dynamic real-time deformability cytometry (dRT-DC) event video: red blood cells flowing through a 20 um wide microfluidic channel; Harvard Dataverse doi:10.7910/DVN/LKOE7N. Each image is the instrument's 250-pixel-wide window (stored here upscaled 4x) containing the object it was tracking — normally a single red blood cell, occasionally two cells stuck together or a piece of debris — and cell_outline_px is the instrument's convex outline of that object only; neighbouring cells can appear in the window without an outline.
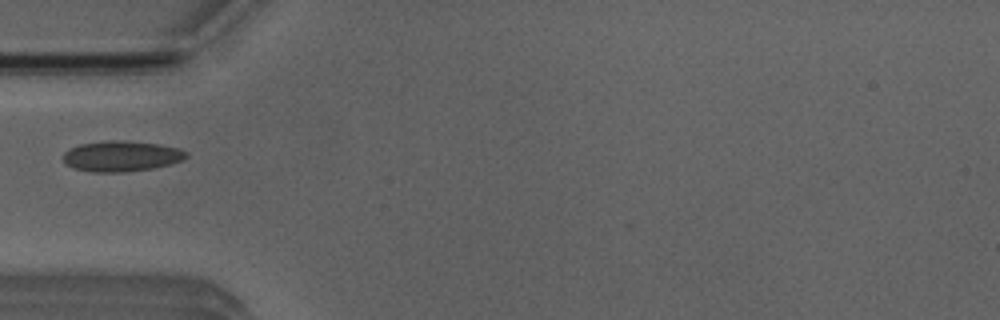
{"species": "Egyptian fruit bat (a non-hibernating species)", "species_latin": "Rousettus aegyptiacus", "temperature_condition": "room temperature", "stored_images_in_passage": 2, "camera_frame_rate_fps": 3000, "um_per_image_px": 0.085, "animal": {"sex": "male"}, "frame": {"image": 1, "passage_image": 1, "time_ms": 0.0, "image_size_px": [1000, 320], "cell_outline_px": [[188, 156], [184, 160], [156, 168], [124, 172], [92, 172], [76, 168], [68, 164], [64, 160], [64, 152], [68, 148], [80, 144], [108, 140], [124, 140], [160, 144], [180, 148], [188, 152]], "centroid_in_image_um": [10.38, 13.26], "position_along_channel_um": 74.6, "area_um2": 22.14}}